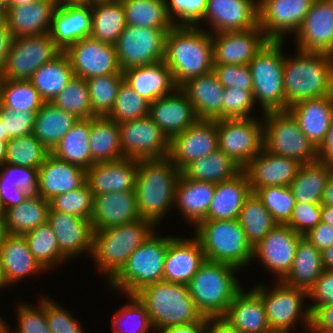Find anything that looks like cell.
<instances>
[{"mask_svg":"<svg viewBox=\"0 0 333 333\" xmlns=\"http://www.w3.org/2000/svg\"><path fill=\"white\" fill-rule=\"evenodd\" d=\"M122 72L124 81L150 103L171 94L177 88L171 70L163 60L131 67Z\"/></svg>","mask_w":333,"mask_h":333,"instance_id":"35","label":"cell"},{"mask_svg":"<svg viewBox=\"0 0 333 333\" xmlns=\"http://www.w3.org/2000/svg\"><path fill=\"white\" fill-rule=\"evenodd\" d=\"M318 160L333 168V120L324 142L318 148Z\"/></svg>","mask_w":333,"mask_h":333,"instance_id":"72","label":"cell"},{"mask_svg":"<svg viewBox=\"0 0 333 333\" xmlns=\"http://www.w3.org/2000/svg\"><path fill=\"white\" fill-rule=\"evenodd\" d=\"M295 37L296 49L333 55V2L314 0Z\"/></svg>","mask_w":333,"mask_h":333,"instance_id":"21","label":"cell"},{"mask_svg":"<svg viewBox=\"0 0 333 333\" xmlns=\"http://www.w3.org/2000/svg\"><path fill=\"white\" fill-rule=\"evenodd\" d=\"M309 333H333V304L322 306L311 315Z\"/></svg>","mask_w":333,"mask_h":333,"instance_id":"69","label":"cell"},{"mask_svg":"<svg viewBox=\"0 0 333 333\" xmlns=\"http://www.w3.org/2000/svg\"><path fill=\"white\" fill-rule=\"evenodd\" d=\"M276 282L271 291L261 284L253 289L263 300L270 329L273 332L290 333V328L296 325L300 317L305 329L307 328L305 331L310 332V309L306 307L305 310L303 305L308 292L283 281Z\"/></svg>","mask_w":333,"mask_h":333,"instance_id":"11","label":"cell"},{"mask_svg":"<svg viewBox=\"0 0 333 333\" xmlns=\"http://www.w3.org/2000/svg\"><path fill=\"white\" fill-rule=\"evenodd\" d=\"M64 52L76 77L87 80L123 73L118 64L115 45L87 37L73 43Z\"/></svg>","mask_w":333,"mask_h":333,"instance_id":"16","label":"cell"},{"mask_svg":"<svg viewBox=\"0 0 333 333\" xmlns=\"http://www.w3.org/2000/svg\"><path fill=\"white\" fill-rule=\"evenodd\" d=\"M7 141L8 140H0V167L5 163L7 156Z\"/></svg>","mask_w":333,"mask_h":333,"instance_id":"79","label":"cell"},{"mask_svg":"<svg viewBox=\"0 0 333 333\" xmlns=\"http://www.w3.org/2000/svg\"><path fill=\"white\" fill-rule=\"evenodd\" d=\"M282 44L283 41L269 40L248 64L253 97L261 105L262 113L285 111Z\"/></svg>","mask_w":333,"mask_h":333,"instance_id":"9","label":"cell"},{"mask_svg":"<svg viewBox=\"0 0 333 333\" xmlns=\"http://www.w3.org/2000/svg\"><path fill=\"white\" fill-rule=\"evenodd\" d=\"M90 128L91 118L78 119L50 153L59 160L88 169L91 167Z\"/></svg>","mask_w":333,"mask_h":333,"instance_id":"45","label":"cell"},{"mask_svg":"<svg viewBox=\"0 0 333 333\" xmlns=\"http://www.w3.org/2000/svg\"><path fill=\"white\" fill-rule=\"evenodd\" d=\"M135 190L94 195L91 223L94 231L140 219Z\"/></svg>","mask_w":333,"mask_h":333,"instance_id":"29","label":"cell"},{"mask_svg":"<svg viewBox=\"0 0 333 333\" xmlns=\"http://www.w3.org/2000/svg\"><path fill=\"white\" fill-rule=\"evenodd\" d=\"M252 90L226 88L223 95V119L251 118L255 105Z\"/></svg>","mask_w":333,"mask_h":333,"instance_id":"60","label":"cell"},{"mask_svg":"<svg viewBox=\"0 0 333 333\" xmlns=\"http://www.w3.org/2000/svg\"><path fill=\"white\" fill-rule=\"evenodd\" d=\"M0 104L13 111L37 113L45 101L29 80L0 78Z\"/></svg>","mask_w":333,"mask_h":333,"instance_id":"50","label":"cell"},{"mask_svg":"<svg viewBox=\"0 0 333 333\" xmlns=\"http://www.w3.org/2000/svg\"><path fill=\"white\" fill-rule=\"evenodd\" d=\"M13 39L14 38L8 29L6 22L0 23V74L6 63Z\"/></svg>","mask_w":333,"mask_h":333,"instance_id":"73","label":"cell"},{"mask_svg":"<svg viewBox=\"0 0 333 333\" xmlns=\"http://www.w3.org/2000/svg\"><path fill=\"white\" fill-rule=\"evenodd\" d=\"M23 236L27 240L30 252L46 271L56 264L67 262L60 253L52 227L48 223L37 226Z\"/></svg>","mask_w":333,"mask_h":333,"instance_id":"51","label":"cell"},{"mask_svg":"<svg viewBox=\"0 0 333 333\" xmlns=\"http://www.w3.org/2000/svg\"><path fill=\"white\" fill-rule=\"evenodd\" d=\"M149 116L169 139L198 120L193 105L179 87L151 102Z\"/></svg>","mask_w":333,"mask_h":333,"instance_id":"27","label":"cell"},{"mask_svg":"<svg viewBox=\"0 0 333 333\" xmlns=\"http://www.w3.org/2000/svg\"><path fill=\"white\" fill-rule=\"evenodd\" d=\"M333 168L316 160L301 164L290 184L296 203L320 204L325 185Z\"/></svg>","mask_w":333,"mask_h":333,"instance_id":"44","label":"cell"},{"mask_svg":"<svg viewBox=\"0 0 333 333\" xmlns=\"http://www.w3.org/2000/svg\"><path fill=\"white\" fill-rule=\"evenodd\" d=\"M50 209L91 220L94 196L85 183L82 187L56 195L50 201Z\"/></svg>","mask_w":333,"mask_h":333,"instance_id":"58","label":"cell"},{"mask_svg":"<svg viewBox=\"0 0 333 333\" xmlns=\"http://www.w3.org/2000/svg\"><path fill=\"white\" fill-rule=\"evenodd\" d=\"M135 295L145 305L156 331L191 324L202 317L188 285L163 280L144 287Z\"/></svg>","mask_w":333,"mask_h":333,"instance_id":"6","label":"cell"},{"mask_svg":"<svg viewBox=\"0 0 333 333\" xmlns=\"http://www.w3.org/2000/svg\"><path fill=\"white\" fill-rule=\"evenodd\" d=\"M127 297L131 302L126 303L113 315L112 329L114 333H150L153 325L145 305L136 295H127ZM125 320L126 326L128 323L130 325L127 327L128 330L124 325Z\"/></svg>","mask_w":333,"mask_h":333,"instance_id":"55","label":"cell"},{"mask_svg":"<svg viewBox=\"0 0 333 333\" xmlns=\"http://www.w3.org/2000/svg\"><path fill=\"white\" fill-rule=\"evenodd\" d=\"M242 168L219 148L207 157L188 164L181 174L191 180L220 183L233 178Z\"/></svg>","mask_w":333,"mask_h":333,"instance_id":"46","label":"cell"},{"mask_svg":"<svg viewBox=\"0 0 333 333\" xmlns=\"http://www.w3.org/2000/svg\"><path fill=\"white\" fill-rule=\"evenodd\" d=\"M205 333H242L235 328L224 316L206 317Z\"/></svg>","mask_w":333,"mask_h":333,"instance_id":"71","label":"cell"},{"mask_svg":"<svg viewBox=\"0 0 333 333\" xmlns=\"http://www.w3.org/2000/svg\"><path fill=\"white\" fill-rule=\"evenodd\" d=\"M180 175L181 171L168 157L138 160L135 193L142 219L156 225L174 207Z\"/></svg>","mask_w":333,"mask_h":333,"instance_id":"3","label":"cell"},{"mask_svg":"<svg viewBox=\"0 0 333 333\" xmlns=\"http://www.w3.org/2000/svg\"><path fill=\"white\" fill-rule=\"evenodd\" d=\"M51 103L79 119L92 117L87 81L83 78L74 76Z\"/></svg>","mask_w":333,"mask_h":333,"instance_id":"54","label":"cell"},{"mask_svg":"<svg viewBox=\"0 0 333 333\" xmlns=\"http://www.w3.org/2000/svg\"><path fill=\"white\" fill-rule=\"evenodd\" d=\"M296 54L284 59L285 111L298 101L333 94V55L299 49Z\"/></svg>","mask_w":333,"mask_h":333,"instance_id":"2","label":"cell"},{"mask_svg":"<svg viewBox=\"0 0 333 333\" xmlns=\"http://www.w3.org/2000/svg\"><path fill=\"white\" fill-rule=\"evenodd\" d=\"M47 223L52 227L60 253L66 259L92 253L94 229L90 220L49 209Z\"/></svg>","mask_w":333,"mask_h":333,"instance_id":"23","label":"cell"},{"mask_svg":"<svg viewBox=\"0 0 333 333\" xmlns=\"http://www.w3.org/2000/svg\"><path fill=\"white\" fill-rule=\"evenodd\" d=\"M25 304L17 307L18 330L14 333H51L46 320V298H40L37 307Z\"/></svg>","mask_w":333,"mask_h":333,"instance_id":"59","label":"cell"},{"mask_svg":"<svg viewBox=\"0 0 333 333\" xmlns=\"http://www.w3.org/2000/svg\"><path fill=\"white\" fill-rule=\"evenodd\" d=\"M86 81L92 106V117L107 116L114 106L119 87L124 81L123 73L93 77Z\"/></svg>","mask_w":333,"mask_h":333,"instance_id":"53","label":"cell"},{"mask_svg":"<svg viewBox=\"0 0 333 333\" xmlns=\"http://www.w3.org/2000/svg\"><path fill=\"white\" fill-rule=\"evenodd\" d=\"M303 236L288 225L277 224L254 248L253 260L257 257L264 266L282 281L292 268L296 246Z\"/></svg>","mask_w":333,"mask_h":333,"instance_id":"20","label":"cell"},{"mask_svg":"<svg viewBox=\"0 0 333 333\" xmlns=\"http://www.w3.org/2000/svg\"><path fill=\"white\" fill-rule=\"evenodd\" d=\"M211 34L258 26V0H207L204 16Z\"/></svg>","mask_w":333,"mask_h":333,"instance_id":"22","label":"cell"},{"mask_svg":"<svg viewBox=\"0 0 333 333\" xmlns=\"http://www.w3.org/2000/svg\"><path fill=\"white\" fill-rule=\"evenodd\" d=\"M78 119L51 102H45L35 115L33 135L51 152Z\"/></svg>","mask_w":333,"mask_h":333,"instance_id":"41","label":"cell"},{"mask_svg":"<svg viewBox=\"0 0 333 333\" xmlns=\"http://www.w3.org/2000/svg\"><path fill=\"white\" fill-rule=\"evenodd\" d=\"M37 0H9V6L8 7H15V6H21V5H27L32 2H35Z\"/></svg>","mask_w":333,"mask_h":333,"instance_id":"80","label":"cell"},{"mask_svg":"<svg viewBox=\"0 0 333 333\" xmlns=\"http://www.w3.org/2000/svg\"><path fill=\"white\" fill-rule=\"evenodd\" d=\"M169 236L154 232L128 258L123 268L108 285L127 295H135L144 287L164 280V262Z\"/></svg>","mask_w":333,"mask_h":333,"instance_id":"8","label":"cell"},{"mask_svg":"<svg viewBox=\"0 0 333 333\" xmlns=\"http://www.w3.org/2000/svg\"><path fill=\"white\" fill-rule=\"evenodd\" d=\"M73 77L70 60L62 51L54 59L39 67L29 81L45 102H51Z\"/></svg>","mask_w":333,"mask_h":333,"instance_id":"43","label":"cell"},{"mask_svg":"<svg viewBox=\"0 0 333 333\" xmlns=\"http://www.w3.org/2000/svg\"><path fill=\"white\" fill-rule=\"evenodd\" d=\"M321 222V204L295 203L286 224L297 234L304 236Z\"/></svg>","mask_w":333,"mask_h":333,"instance_id":"64","label":"cell"},{"mask_svg":"<svg viewBox=\"0 0 333 333\" xmlns=\"http://www.w3.org/2000/svg\"><path fill=\"white\" fill-rule=\"evenodd\" d=\"M323 270L321 252L302 237L296 246L292 268L282 281L308 292Z\"/></svg>","mask_w":333,"mask_h":333,"instance_id":"42","label":"cell"},{"mask_svg":"<svg viewBox=\"0 0 333 333\" xmlns=\"http://www.w3.org/2000/svg\"><path fill=\"white\" fill-rule=\"evenodd\" d=\"M238 221L253 248L277 225L261 200L252 192L244 201Z\"/></svg>","mask_w":333,"mask_h":333,"instance_id":"49","label":"cell"},{"mask_svg":"<svg viewBox=\"0 0 333 333\" xmlns=\"http://www.w3.org/2000/svg\"><path fill=\"white\" fill-rule=\"evenodd\" d=\"M320 204L333 207V172L325 185Z\"/></svg>","mask_w":333,"mask_h":333,"instance_id":"75","label":"cell"},{"mask_svg":"<svg viewBox=\"0 0 333 333\" xmlns=\"http://www.w3.org/2000/svg\"><path fill=\"white\" fill-rule=\"evenodd\" d=\"M49 154V150L33 134L14 137L7 141L5 163L39 169Z\"/></svg>","mask_w":333,"mask_h":333,"instance_id":"52","label":"cell"},{"mask_svg":"<svg viewBox=\"0 0 333 333\" xmlns=\"http://www.w3.org/2000/svg\"><path fill=\"white\" fill-rule=\"evenodd\" d=\"M263 148L305 164L318 160V149L301 131L298 121L287 111L263 113Z\"/></svg>","mask_w":333,"mask_h":333,"instance_id":"10","label":"cell"},{"mask_svg":"<svg viewBox=\"0 0 333 333\" xmlns=\"http://www.w3.org/2000/svg\"><path fill=\"white\" fill-rule=\"evenodd\" d=\"M150 102L135 92L125 81L119 87L111 112L107 117L124 123L149 115Z\"/></svg>","mask_w":333,"mask_h":333,"instance_id":"56","label":"cell"},{"mask_svg":"<svg viewBox=\"0 0 333 333\" xmlns=\"http://www.w3.org/2000/svg\"><path fill=\"white\" fill-rule=\"evenodd\" d=\"M215 183L191 180L180 175L175 191V205L195 227L207 216L214 196Z\"/></svg>","mask_w":333,"mask_h":333,"instance_id":"38","label":"cell"},{"mask_svg":"<svg viewBox=\"0 0 333 333\" xmlns=\"http://www.w3.org/2000/svg\"><path fill=\"white\" fill-rule=\"evenodd\" d=\"M301 131L318 149L324 142L333 120V94L301 100L288 108Z\"/></svg>","mask_w":333,"mask_h":333,"instance_id":"30","label":"cell"},{"mask_svg":"<svg viewBox=\"0 0 333 333\" xmlns=\"http://www.w3.org/2000/svg\"><path fill=\"white\" fill-rule=\"evenodd\" d=\"M61 52L49 33L16 37L12 41L0 78L29 80L39 67Z\"/></svg>","mask_w":333,"mask_h":333,"instance_id":"12","label":"cell"},{"mask_svg":"<svg viewBox=\"0 0 333 333\" xmlns=\"http://www.w3.org/2000/svg\"><path fill=\"white\" fill-rule=\"evenodd\" d=\"M35 115L36 113L32 111H13L0 104V119L3 124L4 133L9 138L32 135Z\"/></svg>","mask_w":333,"mask_h":333,"instance_id":"62","label":"cell"},{"mask_svg":"<svg viewBox=\"0 0 333 333\" xmlns=\"http://www.w3.org/2000/svg\"><path fill=\"white\" fill-rule=\"evenodd\" d=\"M69 312L46 297V320L51 333H84L79 322Z\"/></svg>","mask_w":333,"mask_h":333,"instance_id":"66","label":"cell"},{"mask_svg":"<svg viewBox=\"0 0 333 333\" xmlns=\"http://www.w3.org/2000/svg\"><path fill=\"white\" fill-rule=\"evenodd\" d=\"M91 6L56 7L50 27V37L55 44L65 51L80 39L92 33Z\"/></svg>","mask_w":333,"mask_h":333,"instance_id":"33","label":"cell"},{"mask_svg":"<svg viewBox=\"0 0 333 333\" xmlns=\"http://www.w3.org/2000/svg\"><path fill=\"white\" fill-rule=\"evenodd\" d=\"M50 202L37 194H30L21 204L5 210L6 234L24 235L47 223Z\"/></svg>","mask_w":333,"mask_h":333,"instance_id":"40","label":"cell"},{"mask_svg":"<svg viewBox=\"0 0 333 333\" xmlns=\"http://www.w3.org/2000/svg\"><path fill=\"white\" fill-rule=\"evenodd\" d=\"M268 41L259 25L243 31L214 33L213 65H248Z\"/></svg>","mask_w":333,"mask_h":333,"instance_id":"19","label":"cell"},{"mask_svg":"<svg viewBox=\"0 0 333 333\" xmlns=\"http://www.w3.org/2000/svg\"><path fill=\"white\" fill-rule=\"evenodd\" d=\"M0 170V184L15 185L36 194L38 169L4 163Z\"/></svg>","mask_w":333,"mask_h":333,"instance_id":"65","label":"cell"},{"mask_svg":"<svg viewBox=\"0 0 333 333\" xmlns=\"http://www.w3.org/2000/svg\"><path fill=\"white\" fill-rule=\"evenodd\" d=\"M213 72L225 89L252 90L253 79L248 65H213Z\"/></svg>","mask_w":333,"mask_h":333,"instance_id":"63","label":"cell"},{"mask_svg":"<svg viewBox=\"0 0 333 333\" xmlns=\"http://www.w3.org/2000/svg\"><path fill=\"white\" fill-rule=\"evenodd\" d=\"M89 148L91 166L123 158L118 123L107 116L91 117Z\"/></svg>","mask_w":333,"mask_h":333,"instance_id":"39","label":"cell"},{"mask_svg":"<svg viewBox=\"0 0 333 333\" xmlns=\"http://www.w3.org/2000/svg\"><path fill=\"white\" fill-rule=\"evenodd\" d=\"M56 7L91 6V0H53Z\"/></svg>","mask_w":333,"mask_h":333,"instance_id":"76","label":"cell"},{"mask_svg":"<svg viewBox=\"0 0 333 333\" xmlns=\"http://www.w3.org/2000/svg\"><path fill=\"white\" fill-rule=\"evenodd\" d=\"M205 260L196 237L170 236L164 262V281L188 285Z\"/></svg>","mask_w":333,"mask_h":333,"instance_id":"25","label":"cell"},{"mask_svg":"<svg viewBox=\"0 0 333 333\" xmlns=\"http://www.w3.org/2000/svg\"><path fill=\"white\" fill-rule=\"evenodd\" d=\"M206 260L233 265L238 269L253 260V247L236 220H202L195 227Z\"/></svg>","mask_w":333,"mask_h":333,"instance_id":"7","label":"cell"},{"mask_svg":"<svg viewBox=\"0 0 333 333\" xmlns=\"http://www.w3.org/2000/svg\"><path fill=\"white\" fill-rule=\"evenodd\" d=\"M303 237L322 252L333 246V227L320 222Z\"/></svg>","mask_w":333,"mask_h":333,"instance_id":"68","label":"cell"},{"mask_svg":"<svg viewBox=\"0 0 333 333\" xmlns=\"http://www.w3.org/2000/svg\"><path fill=\"white\" fill-rule=\"evenodd\" d=\"M307 298L314 302L308 307L311 315L318 308L333 304V270L322 271L315 284L309 289Z\"/></svg>","mask_w":333,"mask_h":333,"instance_id":"67","label":"cell"},{"mask_svg":"<svg viewBox=\"0 0 333 333\" xmlns=\"http://www.w3.org/2000/svg\"><path fill=\"white\" fill-rule=\"evenodd\" d=\"M55 9L53 0H37L27 5L7 7V27L13 38L49 33Z\"/></svg>","mask_w":333,"mask_h":333,"instance_id":"34","label":"cell"},{"mask_svg":"<svg viewBox=\"0 0 333 333\" xmlns=\"http://www.w3.org/2000/svg\"><path fill=\"white\" fill-rule=\"evenodd\" d=\"M314 0H258V25L269 40L295 34Z\"/></svg>","mask_w":333,"mask_h":333,"instance_id":"17","label":"cell"},{"mask_svg":"<svg viewBox=\"0 0 333 333\" xmlns=\"http://www.w3.org/2000/svg\"><path fill=\"white\" fill-rule=\"evenodd\" d=\"M0 193L5 210L21 204L31 194L28 191L17 188L15 185L0 184Z\"/></svg>","mask_w":333,"mask_h":333,"instance_id":"70","label":"cell"},{"mask_svg":"<svg viewBox=\"0 0 333 333\" xmlns=\"http://www.w3.org/2000/svg\"><path fill=\"white\" fill-rule=\"evenodd\" d=\"M301 163L262 149L243 170L248 176L251 192L267 186H290Z\"/></svg>","mask_w":333,"mask_h":333,"instance_id":"24","label":"cell"},{"mask_svg":"<svg viewBox=\"0 0 333 333\" xmlns=\"http://www.w3.org/2000/svg\"><path fill=\"white\" fill-rule=\"evenodd\" d=\"M193 105L198 119H223L225 88L213 71L187 80L179 87Z\"/></svg>","mask_w":333,"mask_h":333,"instance_id":"31","label":"cell"},{"mask_svg":"<svg viewBox=\"0 0 333 333\" xmlns=\"http://www.w3.org/2000/svg\"><path fill=\"white\" fill-rule=\"evenodd\" d=\"M206 317H201L198 321L187 325L168 327L158 330V333H205Z\"/></svg>","mask_w":333,"mask_h":333,"instance_id":"74","label":"cell"},{"mask_svg":"<svg viewBox=\"0 0 333 333\" xmlns=\"http://www.w3.org/2000/svg\"><path fill=\"white\" fill-rule=\"evenodd\" d=\"M138 160L121 159L94 163L86 169V183L93 196L109 192L135 190Z\"/></svg>","mask_w":333,"mask_h":333,"instance_id":"26","label":"cell"},{"mask_svg":"<svg viewBox=\"0 0 333 333\" xmlns=\"http://www.w3.org/2000/svg\"><path fill=\"white\" fill-rule=\"evenodd\" d=\"M251 194L248 176L242 169L228 180L215 184L214 196L204 220H236Z\"/></svg>","mask_w":333,"mask_h":333,"instance_id":"36","label":"cell"},{"mask_svg":"<svg viewBox=\"0 0 333 333\" xmlns=\"http://www.w3.org/2000/svg\"><path fill=\"white\" fill-rule=\"evenodd\" d=\"M260 121L253 117L217 120L218 148L242 169L263 149Z\"/></svg>","mask_w":333,"mask_h":333,"instance_id":"14","label":"cell"},{"mask_svg":"<svg viewBox=\"0 0 333 333\" xmlns=\"http://www.w3.org/2000/svg\"><path fill=\"white\" fill-rule=\"evenodd\" d=\"M165 1L167 14L174 25H198L204 16L207 4V0Z\"/></svg>","mask_w":333,"mask_h":333,"instance_id":"61","label":"cell"},{"mask_svg":"<svg viewBox=\"0 0 333 333\" xmlns=\"http://www.w3.org/2000/svg\"><path fill=\"white\" fill-rule=\"evenodd\" d=\"M237 267L205 260L188 283L194 305L203 317L224 316L235 295L243 288Z\"/></svg>","mask_w":333,"mask_h":333,"instance_id":"4","label":"cell"},{"mask_svg":"<svg viewBox=\"0 0 333 333\" xmlns=\"http://www.w3.org/2000/svg\"><path fill=\"white\" fill-rule=\"evenodd\" d=\"M324 269L333 270V246L321 252Z\"/></svg>","mask_w":333,"mask_h":333,"instance_id":"77","label":"cell"},{"mask_svg":"<svg viewBox=\"0 0 333 333\" xmlns=\"http://www.w3.org/2000/svg\"><path fill=\"white\" fill-rule=\"evenodd\" d=\"M125 23L153 29H171L174 24L166 11L165 0H121Z\"/></svg>","mask_w":333,"mask_h":333,"instance_id":"48","label":"cell"},{"mask_svg":"<svg viewBox=\"0 0 333 333\" xmlns=\"http://www.w3.org/2000/svg\"><path fill=\"white\" fill-rule=\"evenodd\" d=\"M321 222L333 227V207L321 205Z\"/></svg>","mask_w":333,"mask_h":333,"instance_id":"78","label":"cell"},{"mask_svg":"<svg viewBox=\"0 0 333 333\" xmlns=\"http://www.w3.org/2000/svg\"><path fill=\"white\" fill-rule=\"evenodd\" d=\"M155 224L146 219L94 231L90 256L109 281L123 268L129 256L155 231Z\"/></svg>","mask_w":333,"mask_h":333,"instance_id":"5","label":"cell"},{"mask_svg":"<svg viewBox=\"0 0 333 333\" xmlns=\"http://www.w3.org/2000/svg\"><path fill=\"white\" fill-rule=\"evenodd\" d=\"M163 61L180 87L213 71L212 34L198 25H174L166 34Z\"/></svg>","mask_w":333,"mask_h":333,"instance_id":"1","label":"cell"},{"mask_svg":"<svg viewBox=\"0 0 333 333\" xmlns=\"http://www.w3.org/2000/svg\"><path fill=\"white\" fill-rule=\"evenodd\" d=\"M118 126L123 157L136 160L168 157L170 139L149 115Z\"/></svg>","mask_w":333,"mask_h":333,"instance_id":"15","label":"cell"},{"mask_svg":"<svg viewBox=\"0 0 333 333\" xmlns=\"http://www.w3.org/2000/svg\"><path fill=\"white\" fill-rule=\"evenodd\" d=\"M169 30L126 25L115 44L121 71L162 61Z\"/></svg>","mask_w":333,"mask_h":333,"instance_id":"13","label":"cell"},{"mask_svg":"<svg viewBox=\"0 0 333 333\" xmlns=\"http://www.w3.org/2000/svg\"><path fill=\"white\" fill-rule=\"evenodd\" d=\"M254 193L277 224L286 225L289 222L296 203L289 186H267Z\"/></svg>","mask_w":333,"mask_h":333,"instance_id":"57","label":"cell"},{"mask_svg":"<svg viewBox=\"0 0 333 333\" xmlns=\"http://www.w3.org/2000/svg\"><path fill=\"white\" fill-rule=\"evenodd\" d=\"M86 183V169L59 160L51 153L38 169L36 194L50 201L56 195L76 190Z\"/></svg>","mask_w":333,"mask_h":333,"instance_id":"28","label":"cell"},{"mask_svg":"<svg viewBox=\"0 0 333 333\" xmlns=\"http://www.w3.org/2000/svg\"><path fill=\"white\" fill-rule=\"evenodd\" d=\"M217 149V120L198 119L170 139L168 158L182 171L188 164Z\"/></svg>","mask_w":333,"mask_h":333,"instance_id":"18","label":"cell"},{"mask_svg":"<svg viewBox=\"0 0 333 333\" xmlns=\"http://www.w3.org/2000/svg\"><path fill=\"white\" fill-rule=\"evenodd\" d=\"M91 10L93 24L90 37L115 45L126 26L122 1L95 3L91 5Z\"/></svg>","mask_w":333,"mask_h":333,"instance_id":"47","label":"cell"},{"mask_svg":"<svg viewBox=\"0 0 333 333\" xmlns=\"http://www.w3.org/2000/svg\"><path fill=\"white\" fill-rule=\"evenodd\" d=\"M0 269L5 286L46 271L30 252L23 235L6 234L0 246Z\"/></svg>","mask_w":333,"mask_h":333,"instance_id":"32","label":"cell"},{"mask_svg":"<svg viewBox=\"0 0 333 333\" xmlns=\"http://www.w3.org/2000/svg\"><path fill=\"white\" fill-rule=\"evenodd\" d=\"M245 292L235 295L224 317L242 333H273L262 298L253 289Z\"/></svg>","mask_w":333,"mask_h":333,"instance_id":"37","label":"cell"}]
</instances>
